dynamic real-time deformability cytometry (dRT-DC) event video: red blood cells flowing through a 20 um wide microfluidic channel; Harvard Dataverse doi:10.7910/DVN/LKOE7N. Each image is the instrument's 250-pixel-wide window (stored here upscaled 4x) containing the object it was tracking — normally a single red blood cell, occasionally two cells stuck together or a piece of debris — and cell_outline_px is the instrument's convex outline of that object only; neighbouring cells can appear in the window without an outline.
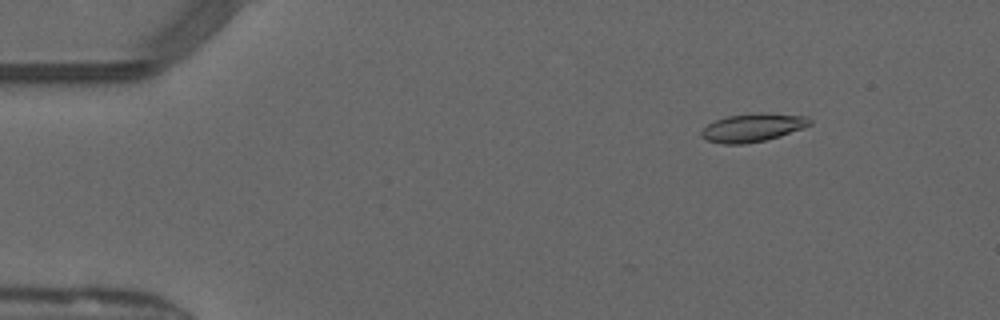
{"species": "common noctule bat (a hibernating species)", "species_latin": "Nyctalus noctula", "temperature_condition": "warm", "stored_images_in_passage": 51, "camera_frame_rate_fps": 3000, "um_per_image_px": 0.085, "animal": {"sex": "male", "forearm_length_mm": 52.5}, "frame": {"image": 1, "passage_image": 7, "time_ms": 2.0, "image_size_px": [1000, 320], "cell_outline_px": [[812, 124], [804, 128], [780, 136], [764, 140], [744, 144], [724, 144], [704, 140], [700, 136], [700, 132], [708, 124], [716, 120], [728, 116], [760, 112], [808, 116], [812, 120]], "centroid_in_image_um": [64.0, 10.84], "position_along_channel_um": 21.0, "area_um2": 17.98}}
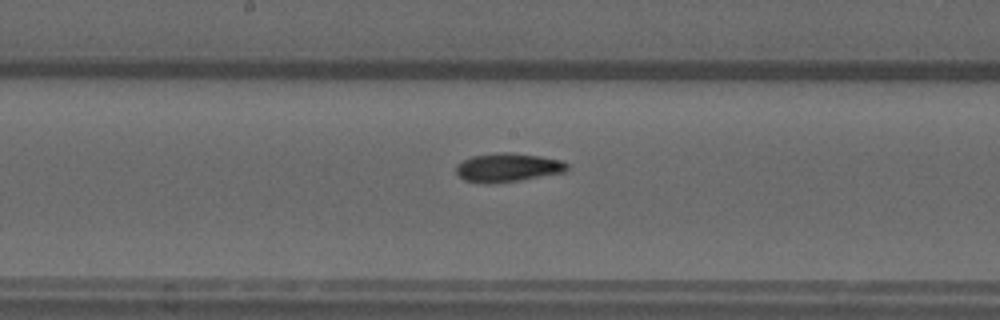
{"frame": {"image": 2, "passage_image": 27, "time_ms": 8.667, "image_size_px": [1000, 320], "cell_outline_px": [[568, 168], [564, 172], [516, 180], [464, 180], [456, 172], [456, 164], [472, 156], [496, 152], [512, 152], [540, 156], [560, 160], [568, 164]], "centroid_in_image_um": [43.19, 14.17], "position_along_channel_um": 205.0, "area_um2": 17.63}}
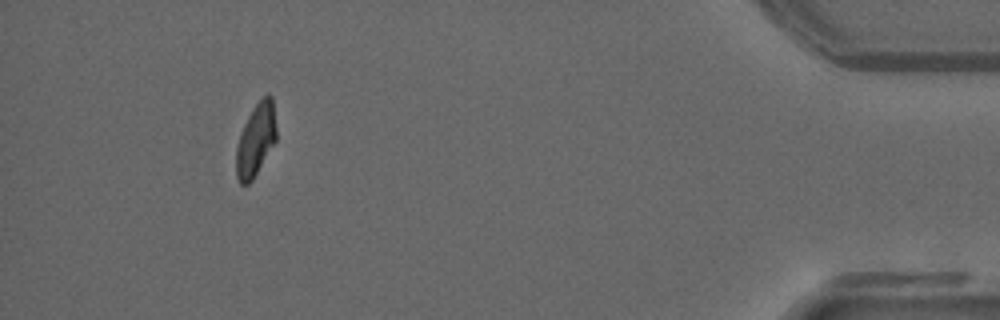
{"frame": {"image": 3, "passage_image": 47, "time_ms": 15.333, "image_size_px": [1000, 320], "cell_outline_px": [[276, 140], [252, 180], [248, 184], [240, 184], [236, 176], [236, 148], [244, 124], [252, 108], [268, 92], [272, 96], [276, 128]], "centroid_in_image_um": [21.74, 11.87], "position_along_channel_um": 413.5, "area_um2": 16.76}, "authors_computed_cell_mechanics": {"area_um2": 17.7446, "velocity_mm_per_s": 4.0921, "shape_relaxation_time_tau1_ms": null, "shape_relaxation_time_tau2_ms": 1.5974, "deformation_change_tau1": null, "deformation_change_tau2": 0.0625}}